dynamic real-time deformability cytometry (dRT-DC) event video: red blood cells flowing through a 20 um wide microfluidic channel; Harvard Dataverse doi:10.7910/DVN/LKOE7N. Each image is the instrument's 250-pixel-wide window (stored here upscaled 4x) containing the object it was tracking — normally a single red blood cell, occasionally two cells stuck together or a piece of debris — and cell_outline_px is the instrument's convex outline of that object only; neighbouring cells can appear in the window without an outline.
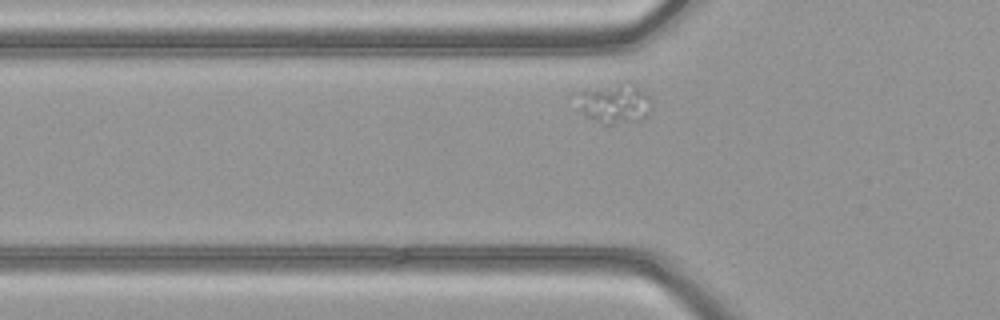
{"species": "common noctule bat (a hibernating species)", "species_latin": "Nyctalus noctula", "temperature_condition": "warm", "stored_images_in_passage": 35, "camera_frame_rate_fps": 3000, "um_per_image_px": 0.085, "animal": {"sex": "female", "body_mass_g": 21.9}, "frame": {"image": 1, "passage_image": 5, "time_ms": 1.333, "image_size_px": [1000, 320], "cell_outline_px": [[652, 104], [648, 116], [644, 120], [608, 128], [584, 116], [568, 96], [572, 92], [624, 80], [628, 80], [648, 96], [652, 100]], "centroid_in_image_um": [52.11, 8.81], "position_along_channel_um": 73.7, "area_um2": 19.36}}
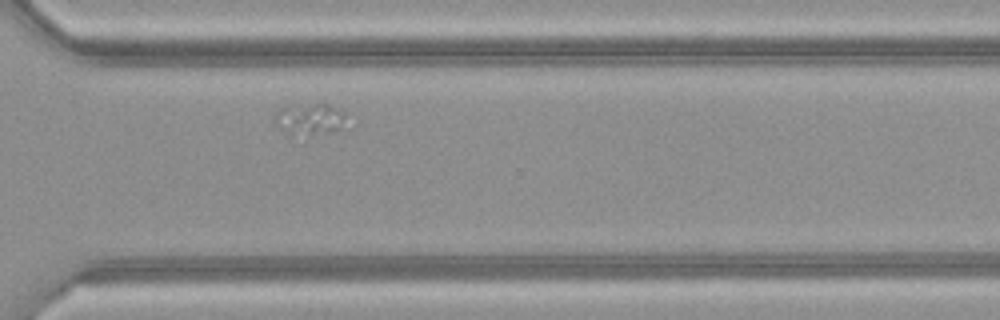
{"frame": {"image": 2, "passage_image": 26, "time_ms": 8.333, "image_size_px": [1000, 320], "cell_outline_px": [[344, 116], [340, 128], [332, 132], [292, 136], [276, 120], [276, 112], [280, 108], [320, 100], [324, 100], [340, 108], [344, 112]], "centroid_in_image_um": [26.4, 10.04], "position_along_channel_um": 344.2, "area_um2": 13.24}}
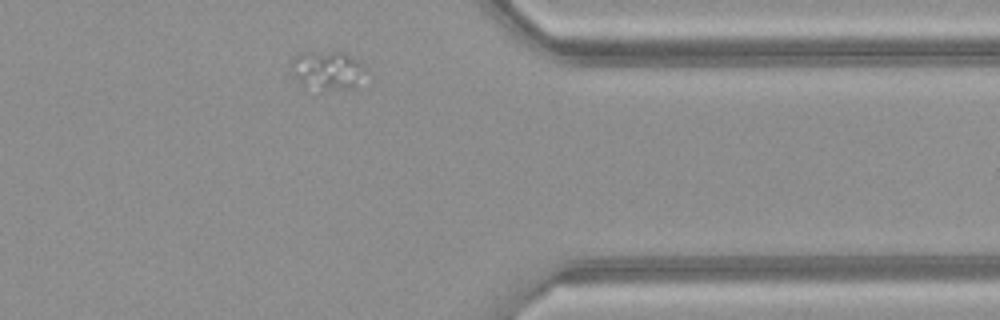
{"frame": {"image": 3, "passage_image": 30, "time_ms": 9.667, "image_size_px": [1000, 320], "cell_outline_px": [[364, 68], [356, 88], [320, 92], [300, 84], [292, 76], [288, 64], [300, 52], [332, 48], [364, 64]], "centroid_in_image_um": [27.72, 5.97], "position_along_channel_um": 383.7, "area_um2": 17.74}}